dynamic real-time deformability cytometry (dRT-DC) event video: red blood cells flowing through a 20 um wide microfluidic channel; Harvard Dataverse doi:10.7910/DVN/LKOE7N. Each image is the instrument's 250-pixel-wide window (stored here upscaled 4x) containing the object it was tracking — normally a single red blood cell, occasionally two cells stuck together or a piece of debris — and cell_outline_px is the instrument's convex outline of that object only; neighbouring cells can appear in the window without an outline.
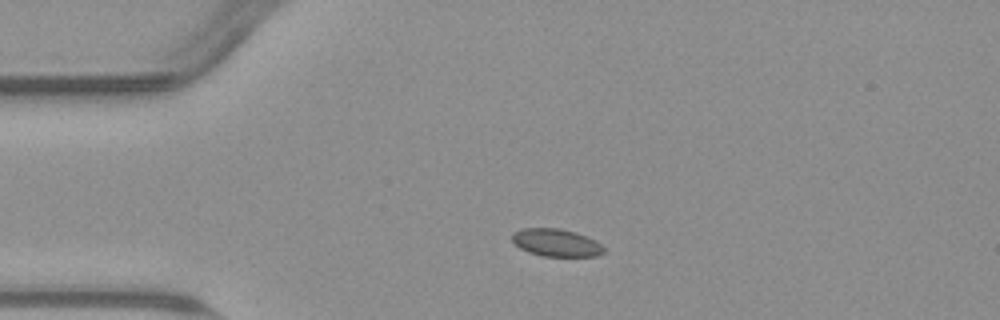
{"species": "common noctule bat (a hibernating species)", "species_latin": "Nyctalus noctula", "temperature_condition": "warm", "stored_images_in_passage": 43, "camera_frame_rate_fps": 3000, "um_per_image_px": 0.085, "animal": {"sex": "male", "body_mass_g": 23.1, "forearm_length_mm": 52.7}, "frame": {"image": 1, "passage_image": 1, "time_ms": 0.0, "image_size_px": [1000, 320], "cell_outline_px": [[604, 252], [596, 256], [544, 256], [528, 252], [520, 248], [512, 240], [512, 232], [524, 228], [560, 228], [576, 232], [596, 240], [604, 248]], "centroid_in_image_um": [47.27, 20.62], "position_along_channel_um": 37.7, "area_um2": 14.74}}
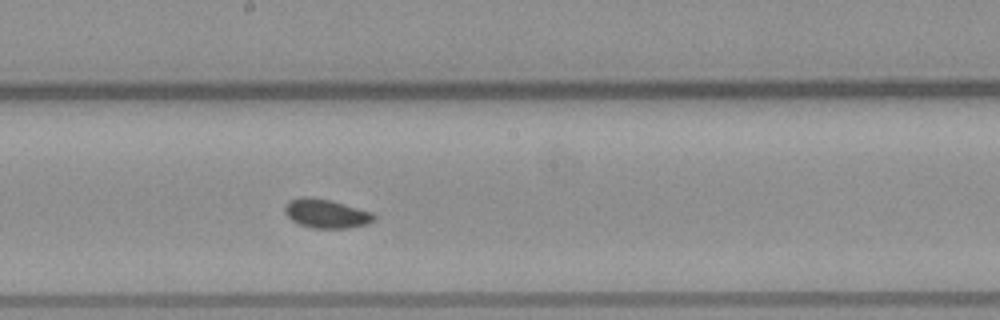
{"frame": {"image": 2, "passage_image": 18, "time_ms": 5.667, "image_size_px": [1000, 320], "cell_outline_px": [[376, 216], [368, 224], [348, 228], [312, 228], [300, 224], [292, 220], [284, 212], [284, 204], [288, 200], [300, 196], [312, 196], [344, 204], [372, 212]], "centroid_in_image_um": [27.68, 18.14], "position_along_channel_um": 220.5, "area_um2": 15.09}}
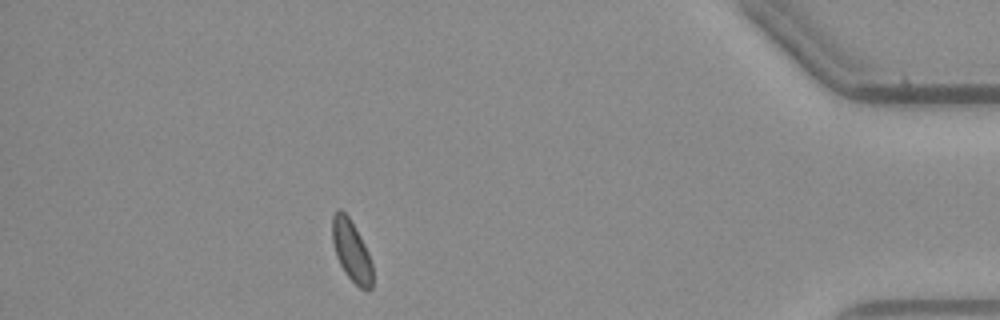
{"frame": {"image": 3, "passage_image": 37, "time_ms": 12.0, "image_size_px": [1000, 320], "cell_outline_px": [[372, 288], [368, 292], [360, 288], [344, 272], [336, 256], [332, 240], [332, 216], [336, 208], [340, 208], [348, 216], [356, 228], [368, 252], [372, 264]], "centroid_in_image_um": [29.86, 21.31], "position_along_channel_um": 405.3, "area_um2": 14.45}}